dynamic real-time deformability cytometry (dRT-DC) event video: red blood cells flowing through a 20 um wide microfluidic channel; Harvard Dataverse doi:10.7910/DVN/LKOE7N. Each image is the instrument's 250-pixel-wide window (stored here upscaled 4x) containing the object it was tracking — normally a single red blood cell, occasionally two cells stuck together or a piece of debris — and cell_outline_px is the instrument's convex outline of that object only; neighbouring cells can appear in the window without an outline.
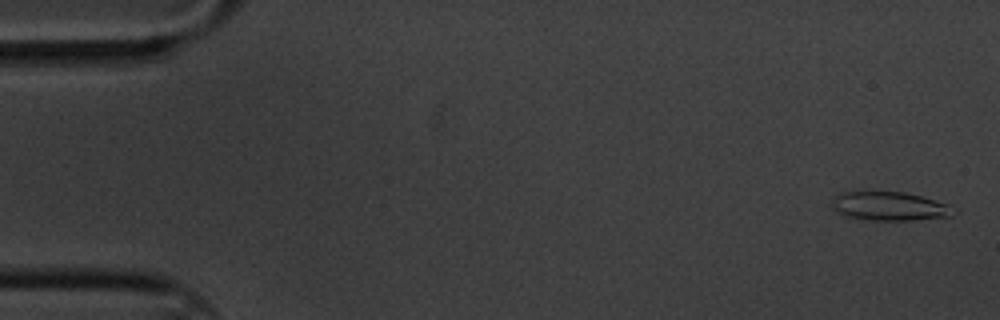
{"species": "common noctule bat (a hibernating species)", "species_latin": "Nyctalus noctula", "temperature_condition": "cold", "stored_images_in_passage": 5, "camera_frame_rate_fps": 3000, "um_per_image_px": 0.085, "animal": {"sex": "male", "body_mass_g": 20.1, "forearm_length_mm": 53.5}, "frame": {"image": 1, "passage_image": 1, "time_ms": 0.0, "image_size_px": [1000, 320], "cell_outline_px": [[960, 212], [952, 216], [912, 220], [872, 220], [844, 216], [836, 212], [832, 208], [832, 200], [840, 192], [904, 192], [920, 196], [948, 204]], "centroid_in_image_um": [75.63, 17.54], "position_along_channel_um": 9.4, "area_um2": 20.46}}
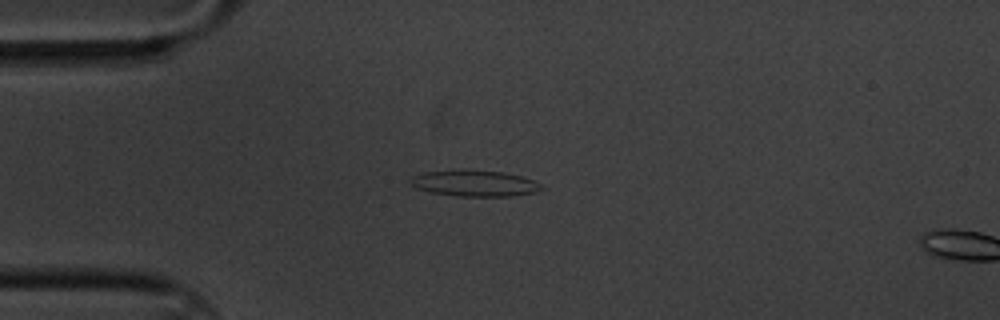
{"frame": {"image": 2, "passage_image": 4, "time_ms": 1.0, "image_size_px": [1000, 320], "cell_outline_px": [[548, 188], [536, 192], [512, 196], [456, 196], [432, 192], [416, 188], [408, 180], [412, 176], [424, 172], [504, 172], [520, 176], [532, 180]], "centroid_in_image_um": [40.4, 15.62], "position_along_channel_um": 44.6, "area_um2": 19.19}}